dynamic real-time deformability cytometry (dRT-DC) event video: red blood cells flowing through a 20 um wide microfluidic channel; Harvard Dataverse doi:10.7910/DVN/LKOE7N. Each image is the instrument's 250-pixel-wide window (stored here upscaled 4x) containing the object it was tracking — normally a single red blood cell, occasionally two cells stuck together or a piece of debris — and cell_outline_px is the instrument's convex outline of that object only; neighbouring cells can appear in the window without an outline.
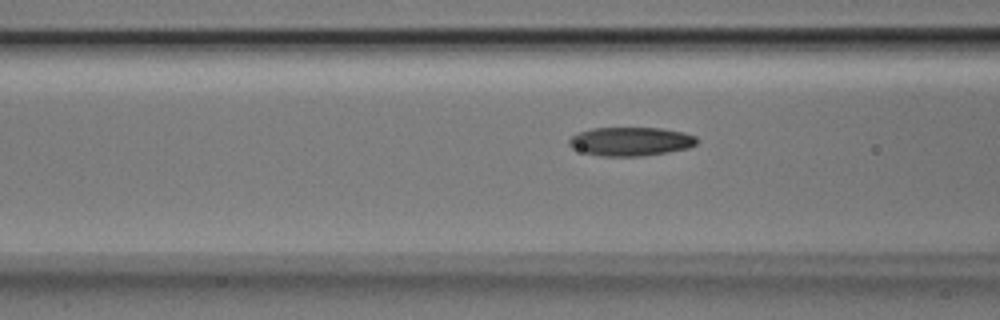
{"species": "Egyptian fruit bat (a non-hibernating species)", "species_latin": "Rousettus aegyptiacus", "temperature_condition": "room temperature", "stored_images_in_passage": 8, "camera_frame_rate_fps": 3000, "um_per_image_px": 0.085, "animal": {"sex": "male"}, "frame": {"image": 1, "passage_image": 8, "time_ms": 2.333, "image_size_px": [1000, 320], "cell_outline_px": [[696, 144], [688, 148], [668, 152], [640, 156], [600, 156], [584, 152], [572, 148], [568, 144], [568, 140], [572, 136], [580, 132], [592, 128], [660, 128], [684, 132], [696, 136]], "centroid_in_image_um": [53.6, 12.02], "position_along_channel_um": 113.0, "area_um2": 21.33}}